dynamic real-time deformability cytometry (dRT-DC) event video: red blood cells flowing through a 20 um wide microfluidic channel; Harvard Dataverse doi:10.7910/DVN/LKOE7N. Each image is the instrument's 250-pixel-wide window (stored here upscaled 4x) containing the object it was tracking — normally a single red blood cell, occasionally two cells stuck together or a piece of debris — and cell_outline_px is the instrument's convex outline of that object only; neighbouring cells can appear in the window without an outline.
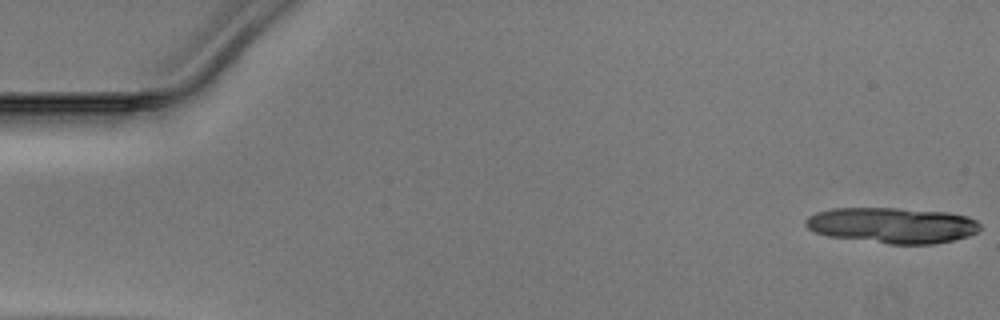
{"species": "Egyptian fruit bat (a non-hibernating species)", "species_latin": "Rousettus aegyptiacus", "temperature_condition": "warm", "stored_images_in_passage": 13, "camera_frame_rate_fps": 3000, "um_per_image_px": 0.085, "animal": {"sex": "male"}, "frame": {"image": 1, "passage_image": 1, "time_ms": 0.0, "image_size_px": [1000, 320], "cell_outline_px": [[980, 228], [976, 232], [968, 236], [936, 244], [888, 244], [828, 236], [816, 232], [808, 228], [804, 224], [804, 220], [808, 216], [816, 212], [832, 208], [900, 208], [948, 212], [968, 216], [976, 220], [980, 224]], "centroid_in_image_um": [75.84, 19.14], "position_along_channel_um": 9.2, "area_um2": 36.53}}